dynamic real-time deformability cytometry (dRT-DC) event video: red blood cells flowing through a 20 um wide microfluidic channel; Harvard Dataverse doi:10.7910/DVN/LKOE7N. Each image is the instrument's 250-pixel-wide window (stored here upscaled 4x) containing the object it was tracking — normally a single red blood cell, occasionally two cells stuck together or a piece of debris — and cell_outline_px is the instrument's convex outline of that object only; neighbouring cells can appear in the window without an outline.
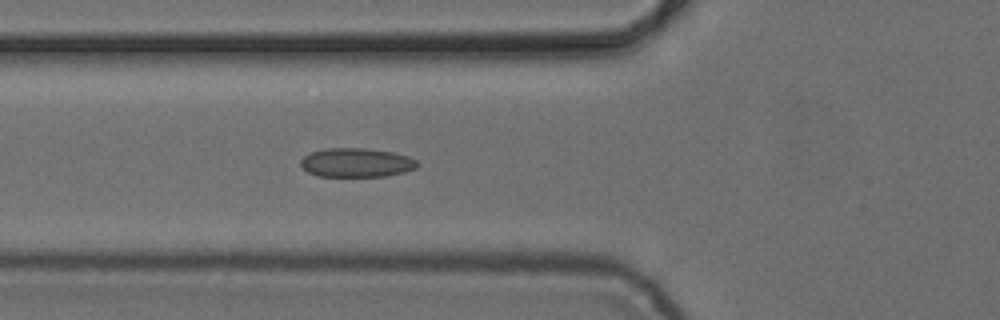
{"species": "common noctule bat (a hibernating species)", "species_latin": "Nyctalus noctula", "temperature_condition": "cold", "stored_images_in_passage": 5, "camera_frame_rate_fps": 3000, "um_per_image_px": 0.085, "animal": {"sex": "female", "body_mass_g": 24.6, "forearm_length_mm": 56.2}, "frame": {"image": 1, "passage_image": 5, "time_ms": 5.333, "image_size_px": [1000, 320], "cell_outline_px": [[420, 164], [416, 168], [404, 172], [388, 176], [320, 176], [308, 172], [300, 164], [300, 160], [304, 156], [312, 152], [324, 148], [364, 148], [392, 152], [408, 156], [416, 160]], "centroid_in_image_um": [30.31, 13.82], "position_along_channel_um": 95.5, "area_um2": 19.71}}